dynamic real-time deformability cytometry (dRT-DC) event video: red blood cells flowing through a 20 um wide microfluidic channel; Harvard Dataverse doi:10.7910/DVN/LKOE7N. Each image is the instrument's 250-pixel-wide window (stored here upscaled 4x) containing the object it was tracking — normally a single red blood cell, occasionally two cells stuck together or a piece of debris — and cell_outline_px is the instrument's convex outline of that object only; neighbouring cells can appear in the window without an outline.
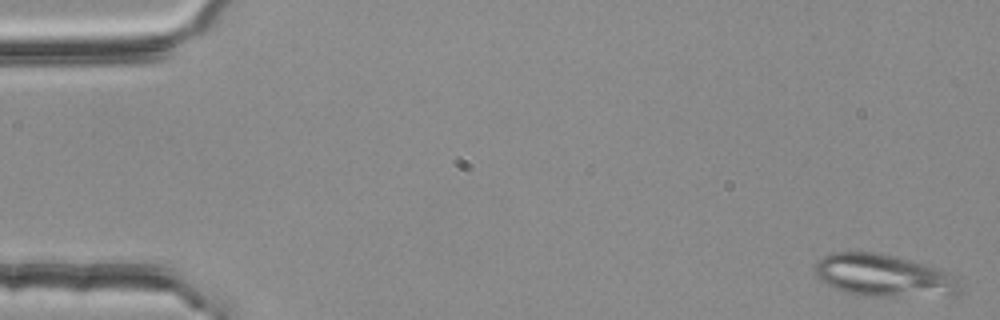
{"species": "common noctule bat (a hibernating species)", "species_latin": "Nyctalus noctula", "temperature_condition": "room temperature", "stored_images_in_passage": 53, "camera_frame_rate_fps": 3000, "um_per_image_px": 0.085, "animal": {"sex": "female", "body_mass_g": 25.1}, "frame": {"image": 1, "passage_image": 2, "time_ms": 0.333, "image_size_px": [1000, 320], "cell_outline_px": [[964, 288], [956, 296], [868, 296], [844, 292], [820, 280], [816, 276], [816, 264], [824, 256], [832, 252], [876, 252], [924, 264], [936, 268], [944, 272], [956, 280]], "centroid_in_image_um": [75.13, 23.44], "position_along_channel_um": 9.9, "area_um2": 35.37}}
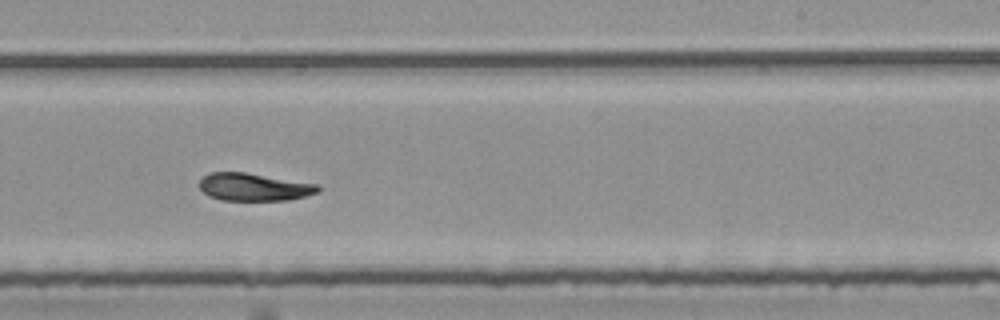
{"frame": {"image": 2, "passage_image": 34, "time_ms": 11.0, "image_size_px": [1000, 320], "cell_outline_px": [[320, 192], [288, 200], [220, 200], [208, 196], [196, 184], [208, 172], [244, 172], [316, 184], [320, 188]], "centroid_in_image_um": [21.53, 15.9], "position_along_channel_um": 267.5, "area_um2": 19.07}}
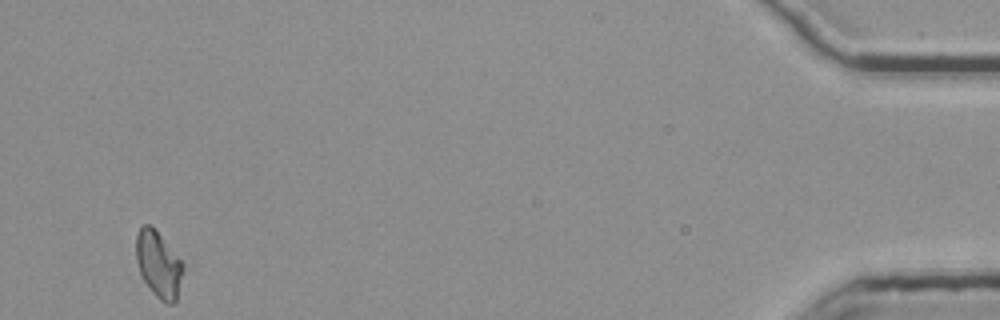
{"frame": {"image": 3, "passage_image": 53, "time_ms": 17.333, "image_size_px": [1000, 320], "cell_outline_px": [[184, 268], [176, 304], [168, 304], [160, 300], [152, 292], [144, 280], [140, 272], [136, 260], [136, 236], [140, 228], [144, 224], [148, 224], [160, 236], [184, 264]], "centroid_in_image_um": [13.49, 22.53], "position_along_channel_um": 421.7, "area_um2": 17.86}}